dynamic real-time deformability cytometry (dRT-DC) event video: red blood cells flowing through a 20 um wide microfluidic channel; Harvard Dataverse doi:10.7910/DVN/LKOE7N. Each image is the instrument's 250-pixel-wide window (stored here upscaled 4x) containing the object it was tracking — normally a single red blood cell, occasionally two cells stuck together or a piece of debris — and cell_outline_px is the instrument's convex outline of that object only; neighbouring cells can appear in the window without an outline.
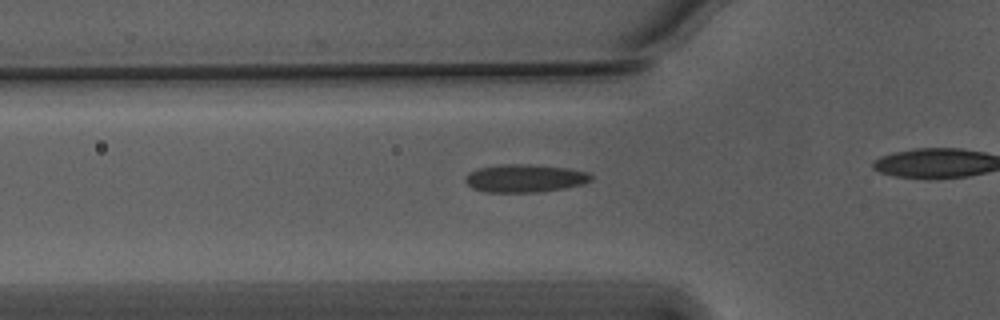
{"species": "Egyptian fruit bat (a non-hibernating species)", "species_latin": "Rousettus aegyptiacus", "temperature_condition": "warm", "stored_images_in_passage": 37, "camera_frame_rate_fps": 3000, "um_per_image_px": 0.085, "animal": {"sex": "male"}, "frame": {"image": 1, "passage_image": 12, "time_ms": 3.667, "image_size_px": [1000, 320], "cell_outline_px": [[592, 180], [584, 184], [564, 188], [540, 192], [480, 192], [472, 188], [464, 180], [464, 176], [480, 168], [500, 164], [528, 164], [568, 168], [588, 172], [592, 176]], "centroid_in_image_um": [44.62, 15.16], "position_along_channel_um": 81.2, "area_um2": 20.58}}
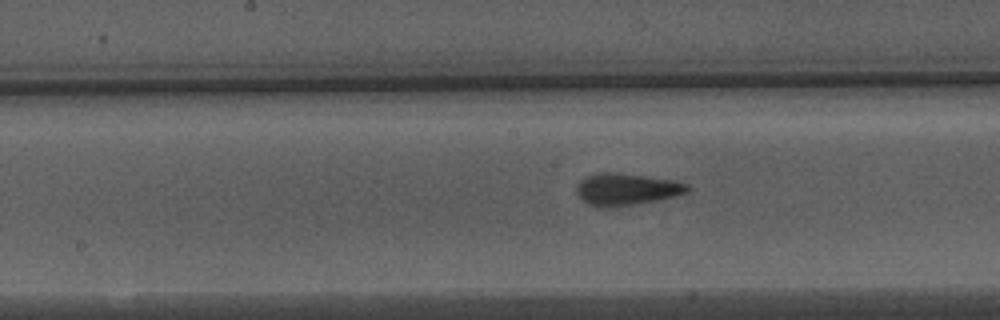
{"frame": {"image": 2, "passage_image": 21, "time_ms": 6.667, "image_size_px": [1000, 320], "cell_outline_px": [[688, 192], [676, 196], [656, 200], [608, 208], [600, 208], [588, 204], [576, 192], [576, 188], [580, 180], [588, 176], [604, 172], [608, 172], [672, 180], [688, 184]], "centroid_in_image_um": [53.23, 16.11], "position_along_channel_um": 195.0, "area_um2": 20.11}}
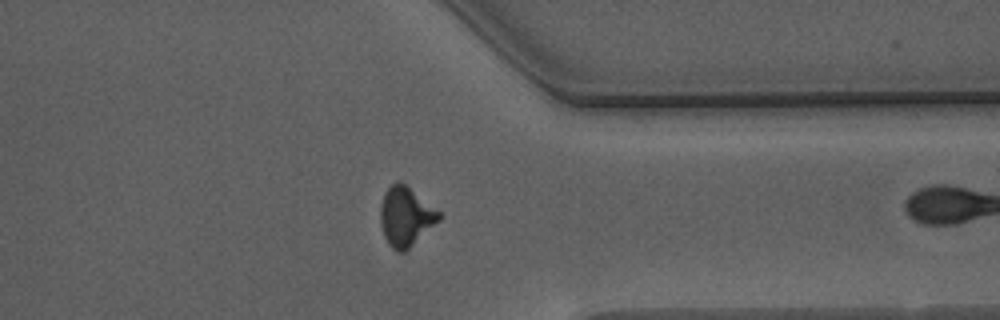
{"frame": {"image": 3, "passage_image": 36, "time_ms": 11.667, "image_size_px": [1000, 320], "cell_outline_px": [[444, 216], [440, 220], [404, 252], [400, 252], [392, 248], [388, 244], [384, 236], [380, 220], [380, 208], [384, 192], [392, 184], [400, 180], [440, 212]], "centroid_in_image_um": [34.48, 18.4], "position_along_channel_um": 376.9, "area_um2": 20.06}}